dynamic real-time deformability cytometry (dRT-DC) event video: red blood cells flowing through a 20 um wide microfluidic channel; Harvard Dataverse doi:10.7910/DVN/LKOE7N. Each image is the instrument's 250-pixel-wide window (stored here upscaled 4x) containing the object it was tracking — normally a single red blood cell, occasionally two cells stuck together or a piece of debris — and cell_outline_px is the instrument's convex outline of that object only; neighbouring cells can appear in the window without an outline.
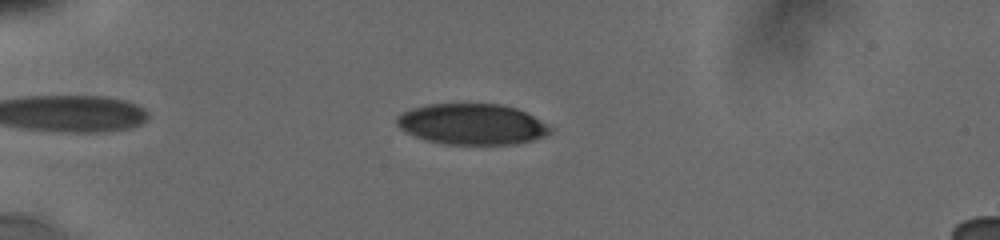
{"species": "human", "species_latin": "Homo sapiens", "temperature_condition": "cold", "stored_images_in_passage": 41, "camera_frame_rate_fps": 3000, "um_per_image_px": 0.085, "donor": {"sex": "male"}, "frame": {"image": 1, "passage_image": 7, "time_ms": 2.0, "image_size_px": [1000, 240], "cell_outline_px": [[552, 132], [544, 136], [532, 140], [516, 144], [448, 144], [428, 140], [416, 136], [400, 128], [396, 124], [396, 116], [400, 112], [412, 108], [428, 104], [500, 104], [516, 108], [532, 116], [552, 128]], "centroid_in_image_um": [40.1, 10.55], "position_along_channel_um": 44.9, "area_um2": 36.24}}
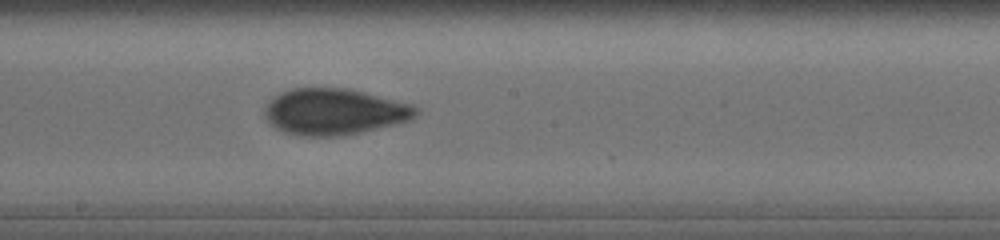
{"frame": {"image": 2, "passage_image": 23, "time_ms": 7.667, "image_size_px": [1000, 240], "cell_outline_px": [[416, 112], [408, 120], [344, 136], [304, 136], [284, 132], [276, 128], [264, 116], [264, 108], [276, 96], [292, 88], [344, 88], [412, 104], [416, 108]], "centroid_in_image_um": [28.36, 9.5], "position_along_channel_um": 219.8, "area_um2": 39.88}}
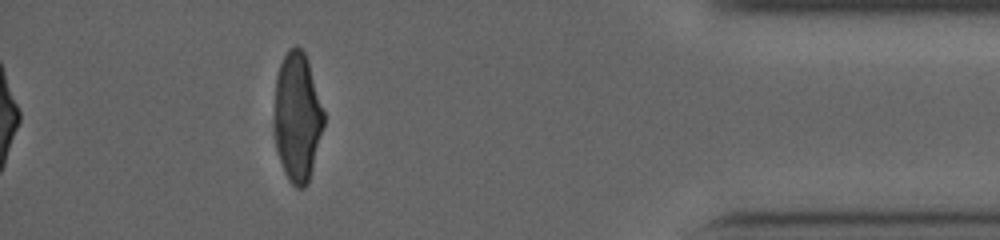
{"frame": {"image": 3, "passage_image": 41, "time_ms": 13.667, "image_size_px": [1000, 240], "cell_outline_px": [[324, 124], [308, 184], [304, 188], [296, 188], [288, 180], [284, 172], [276, 148], [276, 76], [280, 64], [288, 48], [296, 44], [304, 52], [308, 60], [324, 112]], "centroid_in_image_um": [25.29, 9.94], "position_along_channel_um": 409.9, "area_um2": 36.76}, "authors_computed_cell_mechanics": {"area_um2": 39.1306, "velocity_mm_per_s": 3.8176, "shape_relaxation_time_tau1_ms": 4.5484, "shape_relaxation_time_tau2_ms": 1.1759, "deformation_change_tau1": 0.1556, "deformation_change_tau2": 0.0446}}